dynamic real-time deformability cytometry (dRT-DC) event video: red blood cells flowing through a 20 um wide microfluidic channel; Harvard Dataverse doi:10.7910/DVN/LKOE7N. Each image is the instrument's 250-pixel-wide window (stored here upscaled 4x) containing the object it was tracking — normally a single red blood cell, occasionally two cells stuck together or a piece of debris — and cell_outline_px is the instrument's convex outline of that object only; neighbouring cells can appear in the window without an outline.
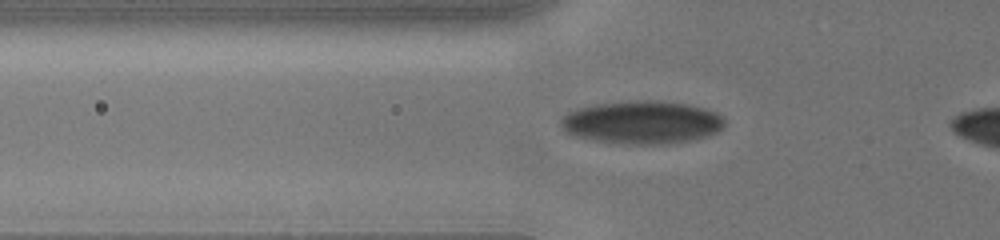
{"species": "human", "species_latin": "Homo sapiens", "temperature_condition": "cold", "stored_images_in_passage": 46, "camera_frame_rate_fps": 3000, "um_per_image_px": 0.085, "donor": {"sex": "male"}, "frame": {"image": 1, "passage_image": 18, "time_ms": 3.667, "image_size_px": [1000, 240], "cell_outline_px": [[724, 128], [708, 136], [688, 140], [664, 144], [620, 144], [592, 140], [576, 136], [560, 128], [560, 120], [568, 112], [576, 108], [592, 104], [648, 100], [656, 100], [688, 104], [704, 108], [716, 112], [724, 120]], "centroid_in_image_um": [54.54, 10.4], "position_along_channel_um": 71.3, "area_um2": 41.1}}
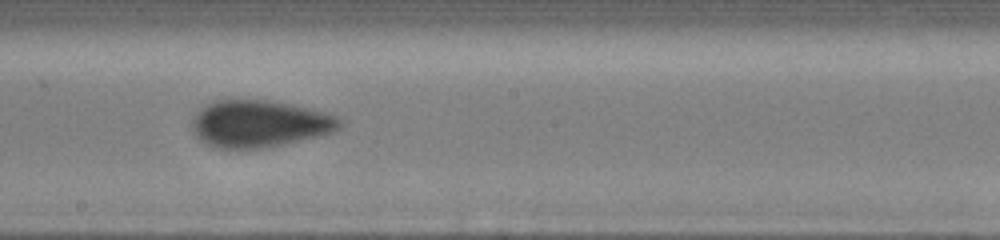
{"frame": {"image": 2, "passage_image": 36, "time_ms": 7.667, "image_size_px": [1000, 240], "cell_outline_px": [[344, 120], [340, 128], [332, 132], [316, 136], [264, 148], [216, 148], [208, 144], [192, 128], [192, 120], [196, 112], [204, 104], [216, 100], [268, 100], [308, 108], [324, 112], [336, 116]], "centroid_in_image_um": [22.06, 10.5], "position_along_channel_um": 226.1, "area_um2": 39.94}}
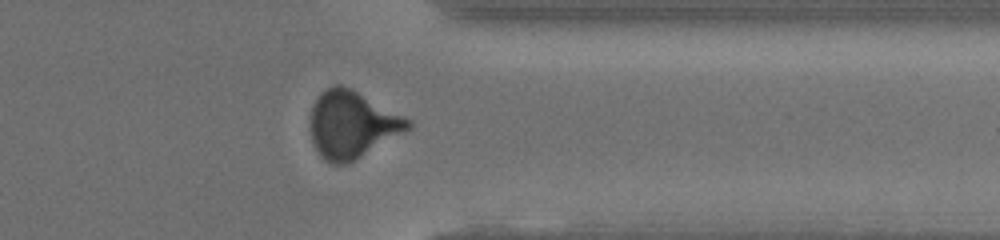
{"frame": {"image": 3, "passage_image": 45, "time_ms": 11.667, "image_size_px": [1000, 240], "cell_outline_px": [[412, 128], [352, 160], [344, 164], [332, 164], [324, 160], [320, 156], [312, 144], [312, 104], [320, 92], [332, 84], [340, 84], [352, 88], [412, 120]], "centroid_in_image_um": [29.91, 10.55], "position_along_channel_um": 381.5, "area_um2": 37.92}}